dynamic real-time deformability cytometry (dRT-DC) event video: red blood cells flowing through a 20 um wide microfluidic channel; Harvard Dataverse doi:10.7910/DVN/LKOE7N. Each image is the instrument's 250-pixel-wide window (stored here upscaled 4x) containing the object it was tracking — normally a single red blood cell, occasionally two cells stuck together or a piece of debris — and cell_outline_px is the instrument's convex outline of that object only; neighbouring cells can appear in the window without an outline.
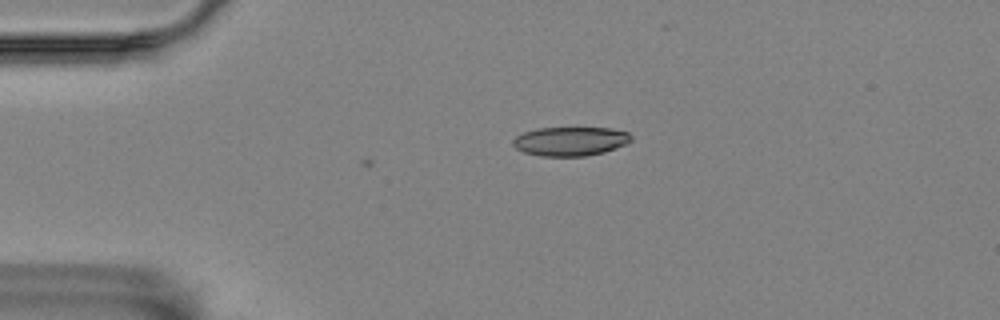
{"species": "Egyptian fruit bat (a non-hibernating species)", "species_latin": "Rousettus aegyptiacus", "temperature_condition": "room temperature", "stored_images_in_passage": 3, "camera_frame_rate_fps": 3000, "um_per_image_px": 0.085, "animal": {"sex": "female"}, "frame": {"image": 1, "passage_image": 2, "time_ms": 0.333, "image_size_px": [1000, 320], "cell_outline_px": [[632, 140], [628, 144], [604, 152], [584, 156], [540, 156], [524, 152], [516, 148], [512, 144], [512, 140], [516, 136], [524, 132], [536, 128], [612, 128], [628, 132], [632, 136]], "centroid_in_image_um": [48.5, 12.0], "position_along_channel_um": 36.5, "area_um2": 20.11}}